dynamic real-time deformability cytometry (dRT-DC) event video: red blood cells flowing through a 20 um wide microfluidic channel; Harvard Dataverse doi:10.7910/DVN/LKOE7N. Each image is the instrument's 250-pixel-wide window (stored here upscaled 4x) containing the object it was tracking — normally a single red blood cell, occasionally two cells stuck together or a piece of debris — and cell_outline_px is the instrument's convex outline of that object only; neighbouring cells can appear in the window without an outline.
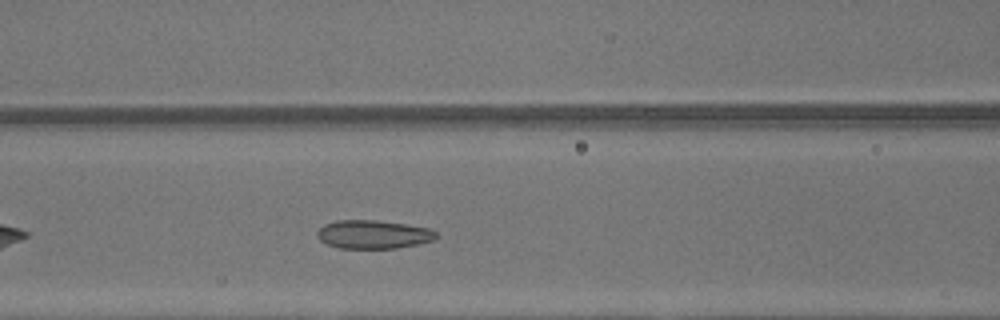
{"species": "common noctule bat (a hibernating species)", "species_latin": "Nyctalus noctula", "temperature_condition": "warm", "stored_images_in_passage": 26, "camera_frame_rate_fps": 3000, "um_per_image_px": 0.085, "animal": {"sex": "male", "body_mass_g": 13.3}, "frame": {"image": 1, "passage_image": 8, "time_ms": 2.333, "image_size_px": [1000, 320], "cell_outline_px": [[436, 240], [396, 248], [340, 248], [328, 244], [320, 240], [316, 236], [316, 232], [324, 224], [336, 220], [376, 220], [404, 224], [428, 228], [436, 232]], "centroid_in_image_um": [31.7, 19.92], "position_along_channel_um": 134.9, "area_um2": 19.65}}
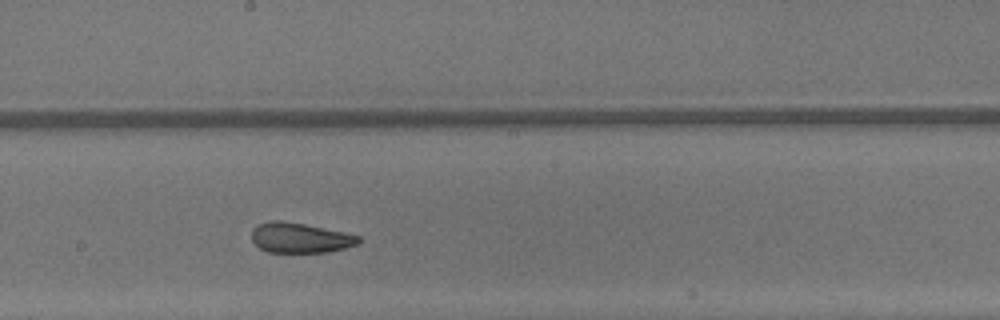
{"frame": {"image": 2, "passage_image": 14, "time_ms": 4.333, "image_size_px": [1000, 320], "cell_outline_px": [[360, 244], [328, 252], [268, 252], [260, 248], [252, 240], [252, 228], [268, 220], [280, 220], [304, 224], [344, 232], [360, 236]], "centroid_in_image_um": [25.51, 20.21], "position_along_channel_um": 222.7, "area_um2": 18.73}}
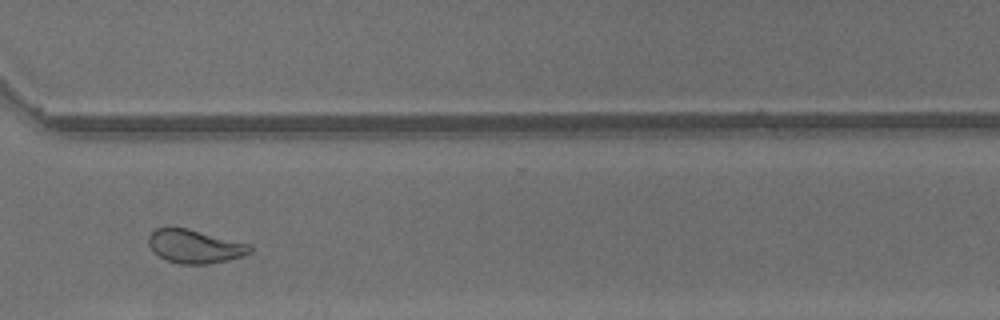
{"frame": {"image": 3, "passage_image": 23, "time_ms": 7.333, "image_size_px": [1000, 320], "cell_outline_px": [[252, 252], [244, 256], [228, 260], [208, 264], [180, 264], [168, 260], [152, 252], [148, 244], [148, 236], [156, 228], [188, 228], [248, 244], [252, 248]], "centroid_in_image_um": [16.55, 20.95], "position_along_channel_um": 354.1, "area_um2": 19.71}, "authors_computed_cell_mechanics": {"area_um2": 19.652, "velocity_mm_per_s": 4.3878, "shape_relaxation_time_tau1_ms": null, "shape_relaxation_time_tau2_ms": 1.6052, "deformation_change_tau1": null, "deformation_change_tau2": 0.0817}}